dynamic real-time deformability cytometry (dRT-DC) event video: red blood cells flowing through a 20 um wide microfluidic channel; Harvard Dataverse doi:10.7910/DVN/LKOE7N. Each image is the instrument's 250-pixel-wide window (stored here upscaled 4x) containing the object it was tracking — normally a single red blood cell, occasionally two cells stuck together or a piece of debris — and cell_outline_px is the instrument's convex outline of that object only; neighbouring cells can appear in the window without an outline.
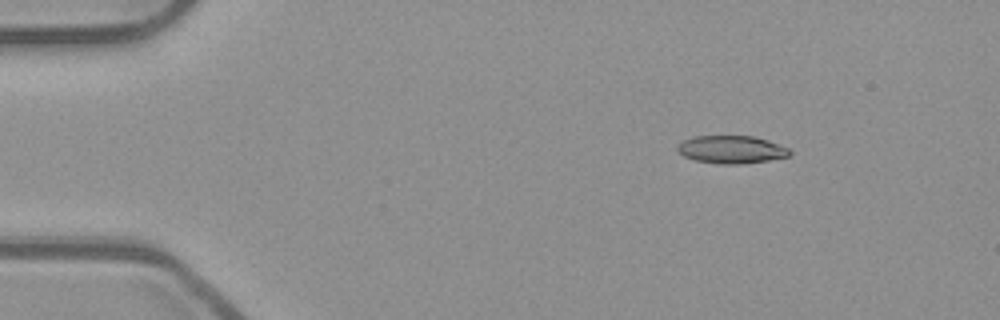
{"species": "common noctule bat (a hibernating species)", "species_latin": "Nyctalus noctula", "temperature_condition": "room temperature", "stored_images_in_passage": 47, "camera_frame_rate_fps": 3000, "um_per_image_px": 0.085, "animal": {"sex": "male", "body_mass_g": 23.1, "forearm_length_mm": 52.7}, "frame": {"image": 1, "passage_image": 2, "time_ms": 0.333, "image_size_px": [1000, 320], "cell_outline_px": [[792, 152], [788, 156], [768, 160], [736, 164], [720, 164], [696, 160], [684, 156], [676, 148], [684, 140], [692, 136], [752, 136], [768, 140], [788, 148]], "centroid_in_image_um": [62.17, 12.7], "position_along_channel_um": 22.8, "area_um2": 17.92}}
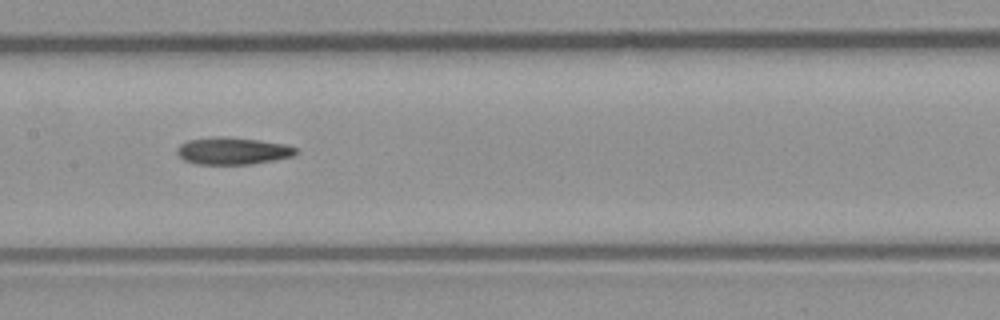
{"frame": {"image": 2, "passage_image": 21, "time_ms": 6.667, "image_size_px": [1000, 320], "cell_outline_px": [[296, 152], [292, 156], [252, 164], [196, 164], [184, 160], [176, 152], [176, 148], [180, 144], [188, 140], [216, 136], [224, 136], [256, 140], [284, 144], [296, 148]], "centroid_in_image_um": [19.71, 12.82], "position_along_channel_um": 187.7, "area_um2": 18.61}}
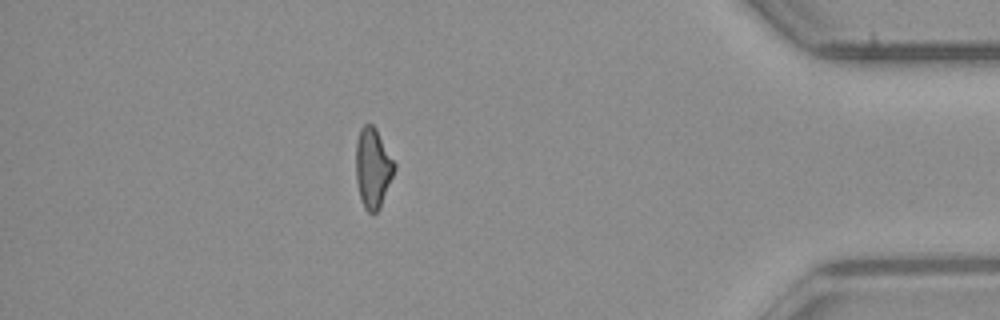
{"frame": {"image": 3, "passage_image": 41, "time_ms": 13.333, "image_size_px": [1000, 320], "cell_outline_px": [[396, 168], [380, 208], [372, 216], [364, 208], [360, 200], [356, 180], [356, 140], [360, 128], [364, 124], [372, 124], [376, 128], [396, 164]], "centroid_in_image_um": [31.69, 14.29], "position_along_channel_um": 403.5, "area_um2": 18.21}}